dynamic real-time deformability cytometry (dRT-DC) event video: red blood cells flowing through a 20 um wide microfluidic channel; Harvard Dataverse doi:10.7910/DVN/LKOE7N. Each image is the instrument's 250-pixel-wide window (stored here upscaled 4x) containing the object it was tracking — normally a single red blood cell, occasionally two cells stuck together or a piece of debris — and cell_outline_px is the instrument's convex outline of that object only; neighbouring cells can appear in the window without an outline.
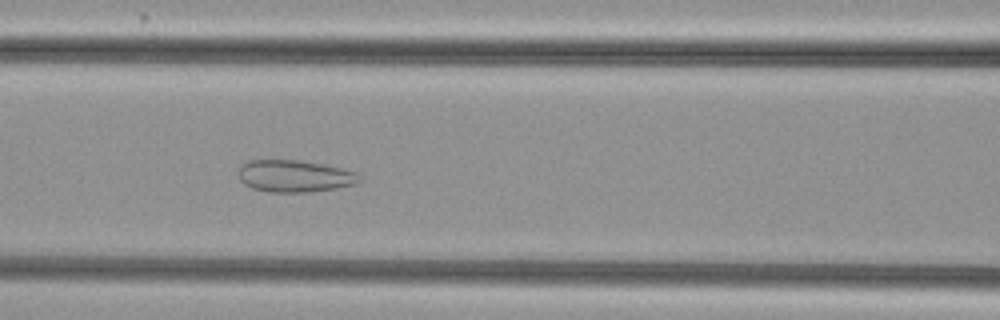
{"species": "common noctule bat (a hibernating species)", "species_latin": "Nyctalus noctula", "temperature_condition": "cold", "stored_images_in_passage": 54, "camera_frame_rate_fps": 3000, "um_per_image_px": 0.085, "animal": {"sex": "female", "body_mass_g": 29.2, "forearm_length_mm": 56.3}, "frame": {"image": 1, "passage_image": 24, "time_ms": 7.667, "image_size_px": [1000, 320], "cell_outline_px": [[360, 180], [356, 184], [336, 188], [308, 192], [268, 192], [252, 188], [244, 184], [240, 180], [236, 168], [240, 164], [248, 160], [300, 160], [324, 164], [344, 168], [356, 172], [360, 176]], "centroid_in_image_um": [25.0, 14.95], "position_along_channel_um": 141.6, "area_um2": 22.95}}
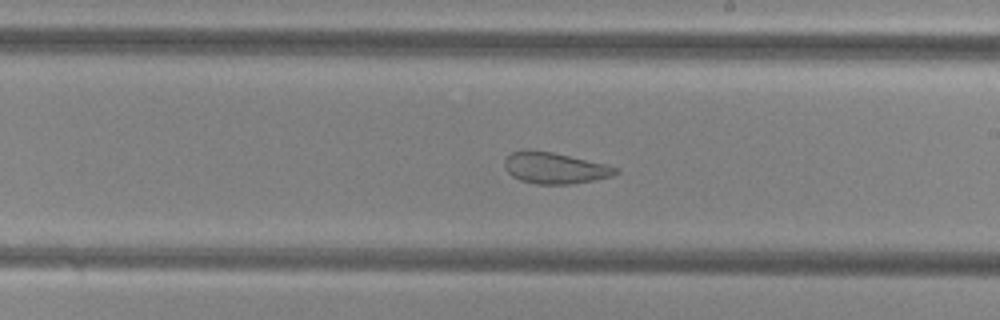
{"frame": {"image": 2, "passage_image": 32, "time_ms": 10.333, "image_size_px": [1000, 320], "cell_outline_px": [[620, 172], [612, 176], [596, 180], [572, 184], [536, 184], [520, 180], [512, 176], [504, 168], [504, 160], [512, 152], [524, 148], [528, 148], [552, 152], [608, 164], [620, 168]], "centroid_in_image_um": [47.17, 14.27], "position_along_channel_um": 241.8, "area_um2": 20.69}}
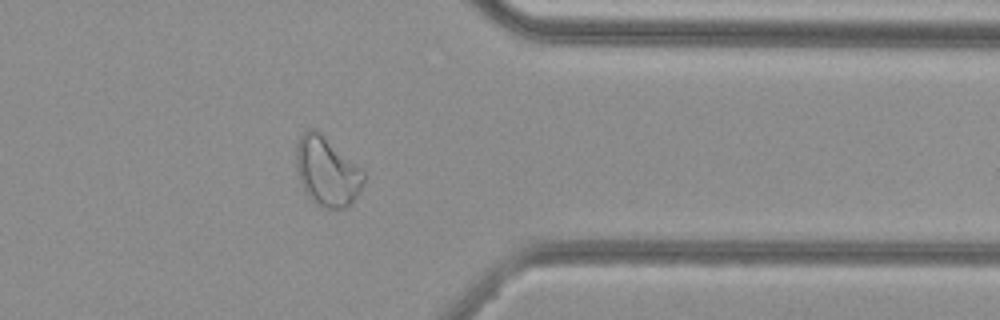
{"frame": {"image": 3, "passage_image": 44, "time_ms": 14.333, "image_size_px": [1000, 320], "cell_outline_px": [[364, 180], [356, 196], [344, 208], [320, 208], [304, 192], [296, 168], [296, 144], [300, 136], [308, 128], [316, 128], [364, 168]], "centroid_in_image_um": [27.79, 14.53], "position_along_channel_um": 383.6, "area_um2": 27.57}, "authors_computed_cell_mechanics": {"area_um2": 29.1312, "velocity_mm_per_s": 3.7726, "shape_relaxation_time_tau1_ms": null, "shape_relaxation_time_tau2_ms": 1.5309, "deformation_change_tau1": null, "deformation_change_tau2": 0.086}}